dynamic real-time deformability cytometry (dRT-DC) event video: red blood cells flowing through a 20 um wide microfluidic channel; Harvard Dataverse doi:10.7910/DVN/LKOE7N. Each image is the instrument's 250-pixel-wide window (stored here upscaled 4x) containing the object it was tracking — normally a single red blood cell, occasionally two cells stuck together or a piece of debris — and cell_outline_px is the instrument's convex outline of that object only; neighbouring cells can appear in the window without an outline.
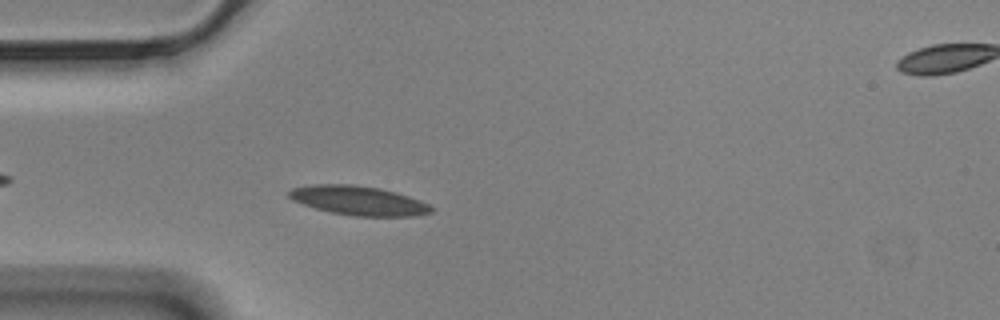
{"species": "Egyptian fruit bat (a non-hibernating species)", "species_latin": "Rousettus aegyptiacus", "temperature_condition": "cold", "stored_images_in_passage": 48, "camera_frame_rate_fps": 3000, "um_per_image_px": 0.085, "animal": {"sex": "male"}, "frame": {"image": 1, "passage_image": 7, "time_ms": 2.0, "image_size_px": [1000, 320], "cell_outline_px": [[432, 212], [416, 216], [352, 216], [332, 212], [316, 208], [292, 200], [288, 196], [288, 192], [292, 188], [312, 184], [352, 184], [380, 188], [396, 192], [420, 200], [428, 204], [432, 208]], "centroid_in_image_um": [30.47, 17.04], "position_along_channel_um": 54.5, "area_um2": 24.16}}
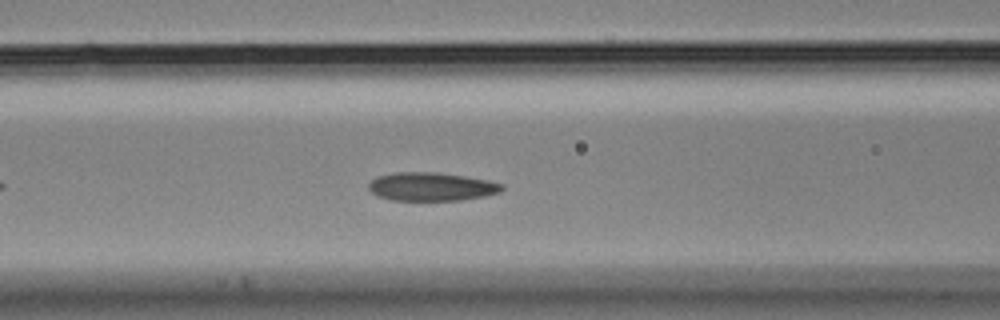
{"frame": {"image": 2, "passage_image": 14, "time_ms": 4.333, "image_size_px": [1000, 320], "cell_outline_px": [[504, 188], [500, 192], [484, 196], [460, 200], [392, 200], [376, 196], [368, 188], [368, 184], [376, 176], [392, 172], [436, 172], [464, 176], [488, 180], [504, 184]], "centroid_in_image_um": [36.65, 15.86], "position_along_channel_um": 130.0, "area_um2": 22.2}}
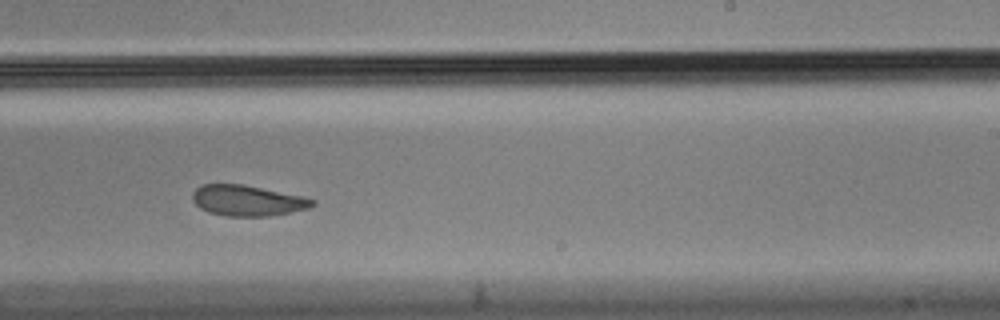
{"frame": {"image": 3, "passage_image": 26, "time_ms": 8.333, "image_size_px": [1000, 320], "cell_outline_px": [[316, 204], [308, 208], [292, 212], [268, 216], [228, 216], [208, 212], [200, 208], [192, 200], [192, 192], [196, 188], [204, 184], [244, 184], [304, 196], [316, 200]], "centroid_in_image_um": [21.05, 17.04], "position_along_channel_um": 267.9, "area_um2": 21.62}, "authors_computed_cell_mechanics": {"area_um2": 23.0044, "velocity_mm_per_s": 3.4592, "shape_relaxation_time_tau1_ms": null, "shape_relaxation_time_tau2_ms": 2.708, "deformation_change_tau1": null, "deformation_change_tau2": 0.0896}}